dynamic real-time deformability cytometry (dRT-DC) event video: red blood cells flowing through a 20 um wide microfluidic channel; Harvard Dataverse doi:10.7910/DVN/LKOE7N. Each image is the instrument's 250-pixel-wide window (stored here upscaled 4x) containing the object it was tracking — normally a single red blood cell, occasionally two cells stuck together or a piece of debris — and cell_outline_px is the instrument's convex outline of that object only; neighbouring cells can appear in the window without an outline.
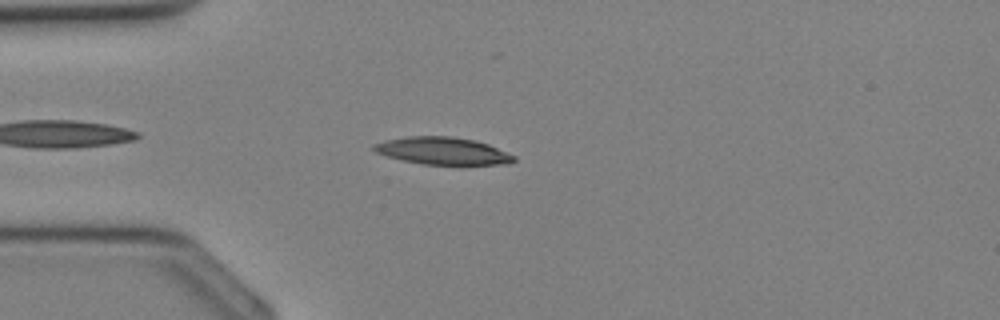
{"species": "Egyptian fruit bat (a non-hibernating species)", "species_latin": "Rousettus aegyptiacus", "temperature_condition": "cold", "stored_images_in_passage": 29, "camera_frame_rate_fps": 3000, "um_per_image_px": 0.085, "animal": {"sex": "female"}, "frame": {"image": 1, "passage_image": 3, "time_ms": 0.667, "image_size_px": [1000, 320], "cell_outline_px": [[516, 160], [508, 164], [424, 164], [400, 160], [376, 152], [372, 148], [372, 144], [384, 140], [408, 136], [452, 136], [476, 140], [488, 144], [516, 156]], "centroid_in_image_um": [37.62, 12.81], "position_along_channel_um": 47.4, "area_um2": 22.31}}
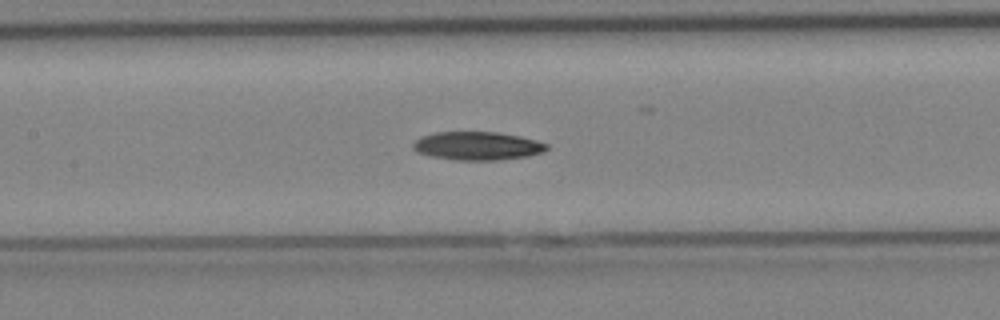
{"frame": {"image": 2, "passage_image": 10, "time_ms": 3.0, "image_size_px": [1000, 320], "cell_outline_px": [[548, 148], [544, 152], [528, 156], [500, 160], [452, 160], [432, 156], [416, 152], [412, 148], [412, 144], [420, 136], [436, 132], [496, 132], [520, 136], [536, 140], [548, 144]], "centroid_in_image_um": [40.57, 12.4], "position_along_channel_um": 166.8, "area_um2": 22.25}}
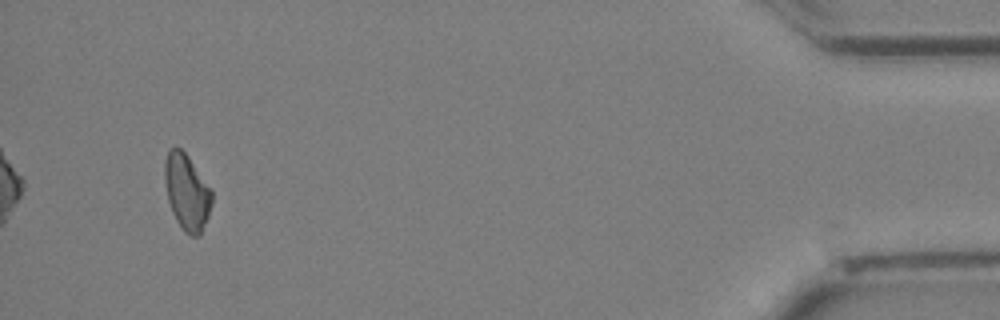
{"frame": {"image": 3, "passage_image": 27, "time_ms": 8.667, "image_size_px": [1000, 320], "cell_outline_px": [[212, 204], [208, 216], [200, 236], [188, 236], [184, 232], [176, 220], [172, 212], [168, 200], [164, 180], [164, 160], [168, 148], [180, 148], [188, 156], [212, 192]], "centroid_in_image_um": [15.86, 16.34], "position_along_channel_um": 419.3, "area_um2": 20.87}}